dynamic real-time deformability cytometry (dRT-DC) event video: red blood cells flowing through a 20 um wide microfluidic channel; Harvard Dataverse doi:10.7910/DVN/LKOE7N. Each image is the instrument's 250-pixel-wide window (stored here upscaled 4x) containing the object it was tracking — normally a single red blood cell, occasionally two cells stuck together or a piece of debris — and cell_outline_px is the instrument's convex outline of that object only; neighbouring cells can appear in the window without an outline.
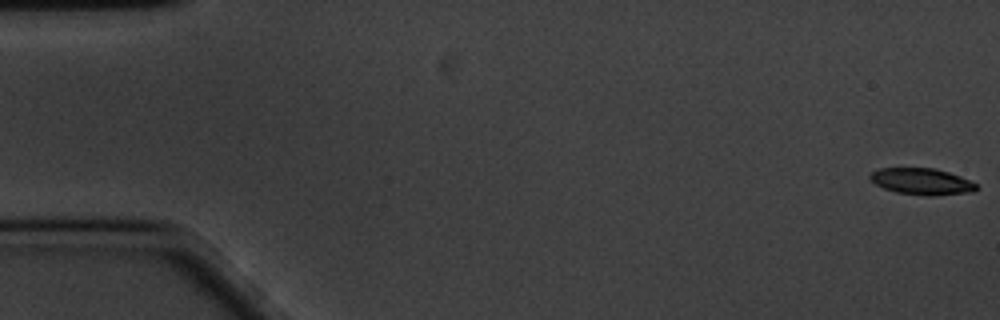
{"species": "common noctule bat (a hibernating species)", "species_latin": "Nyctalus noctula", "temperature_condition": "cold", "stored_images_in_passage": 60, "camera_frame_rate_fps": 3000, "um_per_image_px": 0.085, "animal": {"sex": "male", "body_mass_g": 20.1, "forearm_length_mm": 53.5}, "frame": {"image": 1, "passage_image": 1, "time_ms": 0.0, "image_size_px": [1000, 320], "cell_outline_px": [[980, 188], [972, 192], [936, 196], [924, 196], [896, 192], [884, 188], [876, 184], [868, 176], [872, 172], [880, 168], [936, 168], [960, 176], [976, 184]], "centroid_in_image_um": [78.37, 15.43], "position_along_channel_um": 6.6, "area_um2": 16.47}}
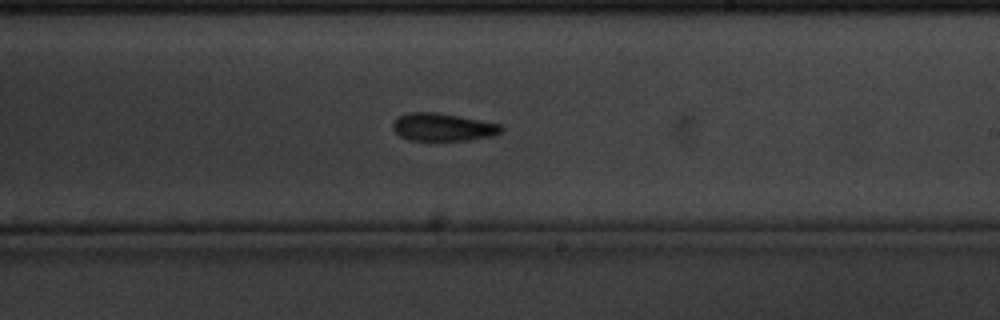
{"frame": {"image": 2, "passage_image": 35, "time_ms": 11.333, "image_size_px": [1000, 320], "cell_outline_px": [[504, 128], [500, 132], [492, 136], [468, 140], [408, 140], [400, 136], [392, 128], [392, 124], [400, 116], [408, 112], [436, 112], [460, 116], [500, 124]], "centroid_in_image_um": [37.64, 10.8], "position_along_channel_um": 251.4, "area_um2": 17.46}}
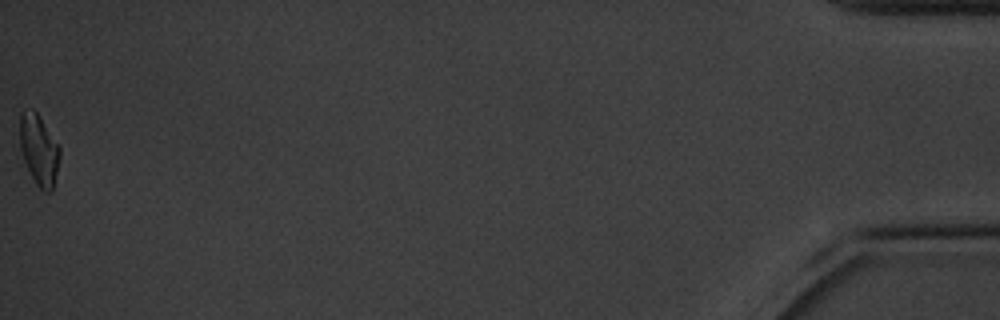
{"frame": {"image": 3, "passage_image": 60, "time_ms": 19.667, "image_size_px": [1000, 320], "cell_outline_px": [[60, 156], [52, 192], [44, 192], [36, 184], [24, 160], [20, 148], [20, 112], [24, 108], [32, 108], [36, 112], [60, 148]], "centroid_in_image_um": [3.3, 12.72], "position_along_channel_um": 431.9, "area_um2": 16.24}, "authors_computed_cell_mechanics": {"area_um2": 17.2822, "velocity_mm_per_s": 3.3643, "shape_relaxation_time_tau1_ms": 2.6511, "shape_relaxation_time_tau2_ms": null, "deformation_change_tau1": 0.1159, "deformation_change_tau2": null}}